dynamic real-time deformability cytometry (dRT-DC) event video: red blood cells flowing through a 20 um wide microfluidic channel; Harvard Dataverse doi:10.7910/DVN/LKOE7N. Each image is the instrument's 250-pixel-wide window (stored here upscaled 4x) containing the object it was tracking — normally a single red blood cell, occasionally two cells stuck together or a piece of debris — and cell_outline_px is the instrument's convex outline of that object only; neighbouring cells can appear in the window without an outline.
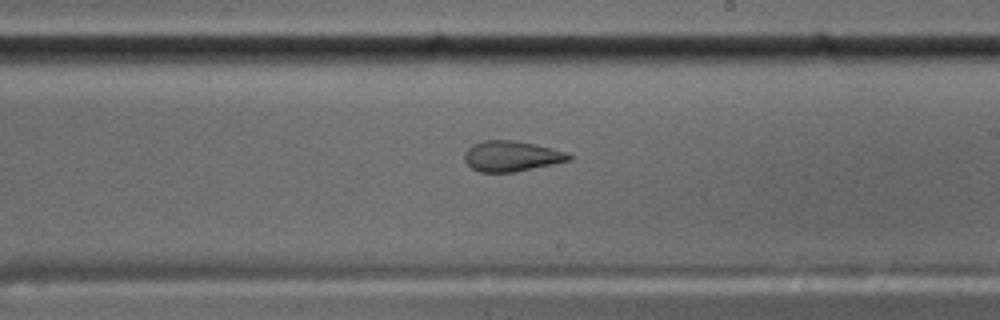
{"species": "common noctule bat (a hibernating species)", "species_latin": "Nyctalus noctula", "temperature_condition": "cold", "stored_images_in_passage": 58, "segment_of_instrument_passage": [1, 2], "camera_frame_rate_fps": 3000, "um_per_image_px": 0.085, "animal": {"sex": "male", "body_mass_g": 17.5, "forearm_length_mm": 52.3}, "frame": {"image": 1, "passage_image": 34, "time_ms": 11.0, "image_size_px": [1000, 320], "cell_outline_px": [[572, 160], [512, 172], [480, 172], [472, 168], [464, 160], [464, 152], [472, 144], [484, 140], [512, 140], [532, 144], [568, 152], [572, 156]], "centroid_in_image_um": [43.45, 13.27], "position_along_channel_um": 245.5, "area_um2": 18.38}}